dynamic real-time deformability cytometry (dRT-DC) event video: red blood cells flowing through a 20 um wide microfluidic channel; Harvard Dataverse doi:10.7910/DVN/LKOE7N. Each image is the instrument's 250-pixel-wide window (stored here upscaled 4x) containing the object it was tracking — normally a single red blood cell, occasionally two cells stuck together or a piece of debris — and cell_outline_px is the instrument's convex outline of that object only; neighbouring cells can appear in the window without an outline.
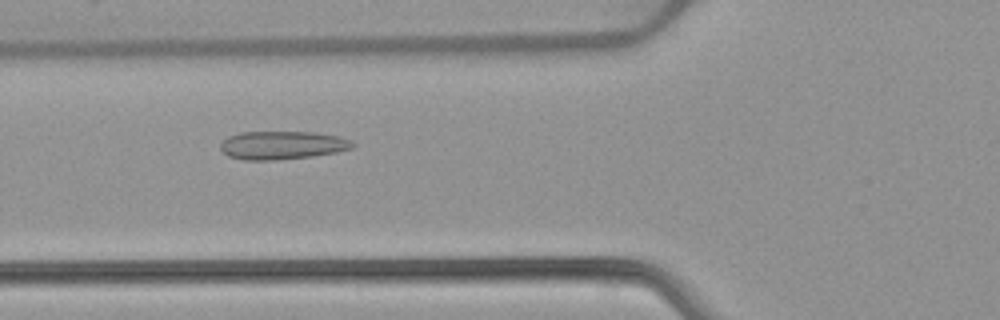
{"species": "common noctule bat (a hibernating species)", "species_latin": "Nyctalus noctula", "temperature_condition": "warm", "stored_images_in_passage": 53, "camera_frame_rate_fps": 3000, "um_per_image_px": 0.085, "animal": {"sex": "female", "body_mass_g": 22.7, "forearm_length_mm": 54.2}, "frame": {"image": 1, "passage_image": 20, "time_ms": 6.333, "image_size_px": [1000, 320], "cell_outline_px": [[356, 144], [352, 148], [336, 152], [312, 156], [276, 160], [244, 160], [228, 156], [220, 148], [220, 144], [228, 136], [240, 132], [316, 132], [340, 136], [352, 140]], "centroid_in_image_um": [24.01, 12.34], "position_along_channel_um": 101.8, "area_um2": 21.91}}
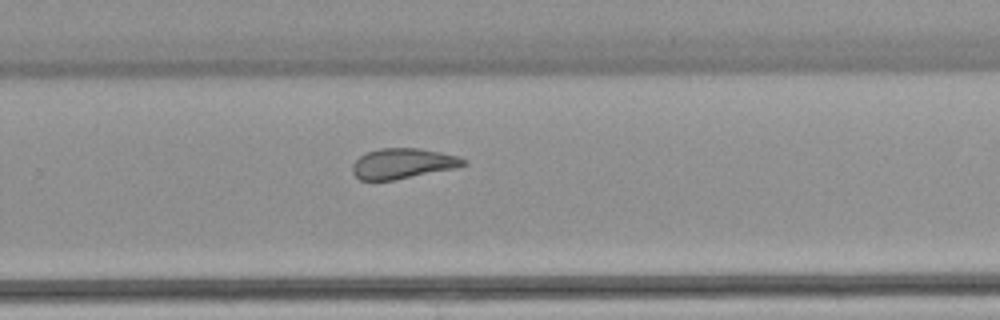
{"frame": {"image": 2, "passage_image": 35, "time_ms": 11.333, "image_size_px": [1000, 320], "cell_outline_px": [[468, 164], [456, 168], [396, 180], [360, 180], [352, 172], [352, 164], [360, 156], [368, 152], [380, 148], [420, 148], [440, 152], [456, 156], [468, 160]], "centroid_in_image_um": [34.26, 13.9], "position_along_channel_um": 295.5, "area_um2": 19.71}}
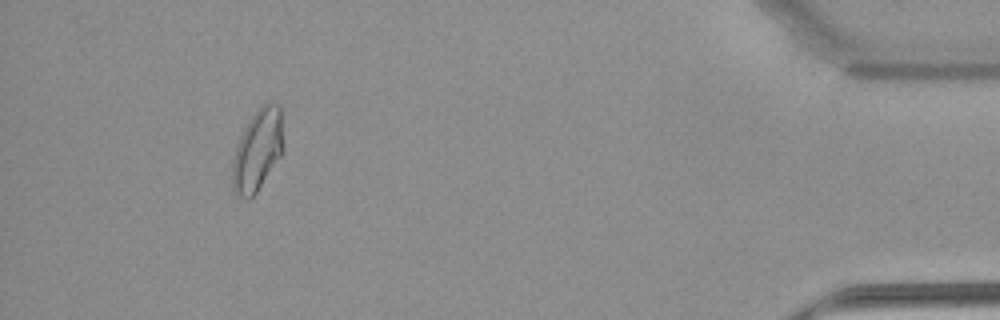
{"frame": {"image": 3, "passage_image": 49, "time_ms": 16.0, "image_size_px": [1000, 320], "cell_outline_px": [[284, 152], [256, 192], [248, 200], [244, 200], [232, 188], [232, 160], [240, 136], [248, 120], [264, 104], [280, 104], [284, 148]], "centroid_in_image_um": [21.9, 12.79], "position_along_channel_um": 413.3, "area_um2": 24.16}, "authors_computed_cell_mechanics": {"area_um2": 22.3108, "velocity_mm_per_s": 3.8833, "shape_relaxation_time_tau1_ms": null, "shape_relaxation_time_tau2_ms": 1.5534, "deformation_change_tau1": null, "deformation_change_tau2": 0.0566}}